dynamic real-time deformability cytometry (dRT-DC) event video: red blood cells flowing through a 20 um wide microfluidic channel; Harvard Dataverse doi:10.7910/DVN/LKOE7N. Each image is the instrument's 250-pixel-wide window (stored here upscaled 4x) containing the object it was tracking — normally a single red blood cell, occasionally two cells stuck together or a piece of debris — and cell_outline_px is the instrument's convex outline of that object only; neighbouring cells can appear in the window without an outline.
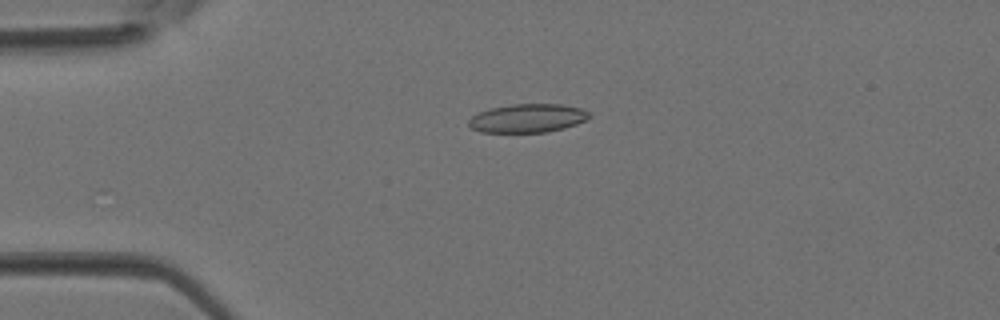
{"species": "Egyptian fruit bat (a non-hibernating species)", "species_latin": "Rousettus aegyptiacus", "temperature_condition": "room temperature", "stored_images_in_passage": 4, "camera_frame_rate_fps": 3000, "um_per_image_px": 0.085, "animal": {"sex": "female"}, "frame": {"image": 1, "passage_image": 2, "time_ms": 0.333, "image_size_px": [1000, 320], "cell_outline_px": [[592, 116], [576, 124], [564, 128], [548, 132], [480, 132], [472, 128], [468, 124], [468, 120], [472, 116], [488, 108], [512, 104], [560, 104], [580, 108], [588, 112]], "centroid_in_image_um": [44.83, 10.04], "position_along_channel_um": 40.2, "area_um2": 20.06}}
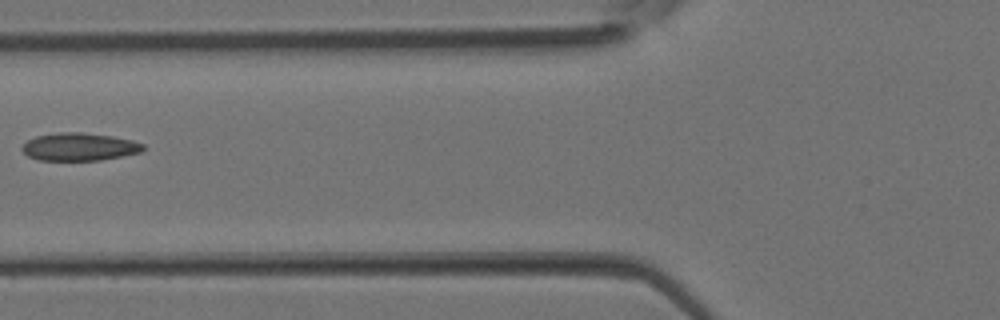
{"frame": {"image": 2, "passage_image": 4, "time_ms": 1.0, "image_size_px": [1000, 320], "cell_outline_px": [[144, 148], [140, 152], [100, 160], [40, 160], [28, 156], [20, 148], [28, 140], [36, 136], [60, 132], [80, 132], [112, 136], [132, 140], [144, 144]], "centroid_in_image_um": [6.73, 12.47], "position_along_channel_um": 119.1, "area_um2": 19.42}}